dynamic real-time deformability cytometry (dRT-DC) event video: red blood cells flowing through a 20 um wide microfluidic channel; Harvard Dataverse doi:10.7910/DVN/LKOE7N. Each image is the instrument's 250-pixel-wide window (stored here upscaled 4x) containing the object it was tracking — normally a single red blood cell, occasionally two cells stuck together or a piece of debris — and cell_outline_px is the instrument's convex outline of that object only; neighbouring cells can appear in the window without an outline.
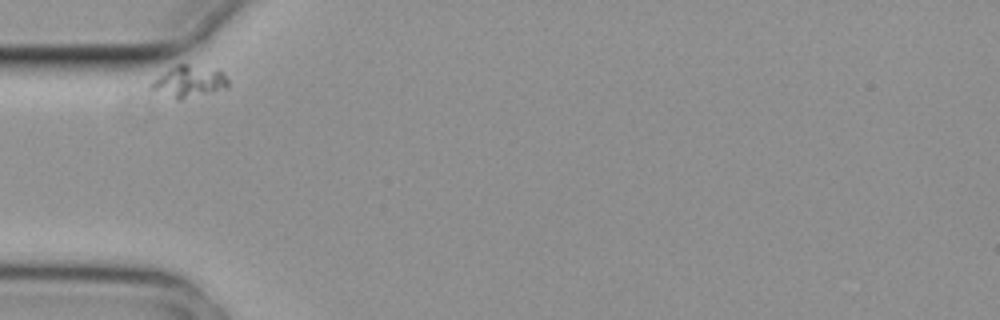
{"species": "common noctule bat (a hibernating species)", "species_latin": "Nyctalus noctula", "temperature_condition": "cold", "stored_images_in_passage": 7, "camera_frame_rate_fps": 3000, "um_per_image_px": 0.085, "animal": {"sex": "female", "body_mass_g": 29.2, "forearm_length_mm": 56.3}, "frame": {"image": 1, "passage_image": 1, "time_ms": 0.0, "image_size_px": [1000, 320], "cell_outline_px": [[228, 88], [180, 100], [176, 100], [148, 88], [164, 72], [176, 64], [188, 64], [220, 68], [224, 72], [228, 80]], "centroid_in_image_um": [16.14, 6.92], "position_along_channel_um": 68.9, "area_um2": 14.33}}
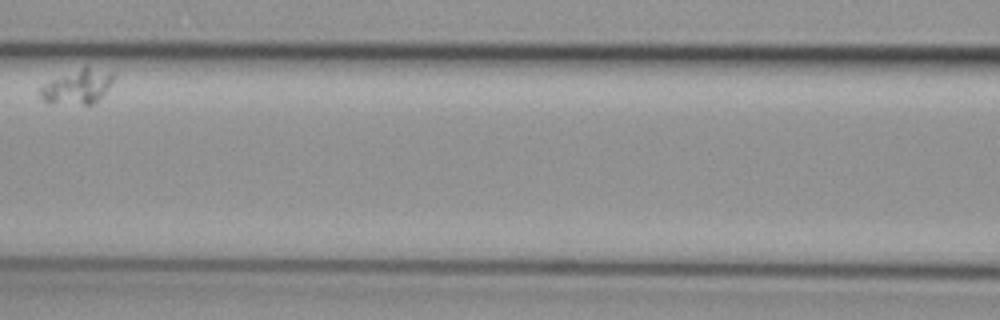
{"frame": {"image": 2, "passage_image": 3, "time_ms": 0.667, "image_size_px": [1000, 320], "cell_outline_px": [[116, 76], [112, 84], [92, 104], [48, 104], [40, 96], [36, 88], [52, 80], [80, 68], [88, 68], [116, 72]], "centroid_in_image_um": [6.56, 7.39], "position_along_channel_um": 160.0, "area_um2": 14.62}}
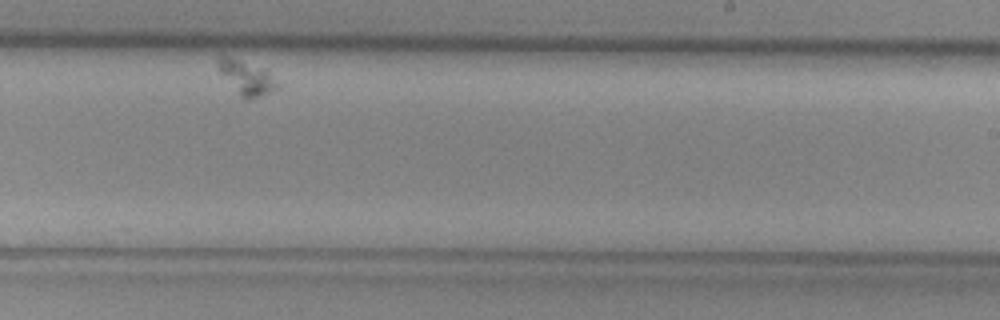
{"frame": {"image": 3, "passage_image": 6, "time_ms": 1.667, "image_size_px": [1000, 320], "cell_outline_px": [[280, 88], [272, 92], [260, 96], [240, 96], [220, 72], [216, 64], [220, 52], [268, 72], [280, 84]], "centroid_in_image_um": [20.93, 6.55], "position_along_channel_um": 268.1, "area_um2": 11.39}}